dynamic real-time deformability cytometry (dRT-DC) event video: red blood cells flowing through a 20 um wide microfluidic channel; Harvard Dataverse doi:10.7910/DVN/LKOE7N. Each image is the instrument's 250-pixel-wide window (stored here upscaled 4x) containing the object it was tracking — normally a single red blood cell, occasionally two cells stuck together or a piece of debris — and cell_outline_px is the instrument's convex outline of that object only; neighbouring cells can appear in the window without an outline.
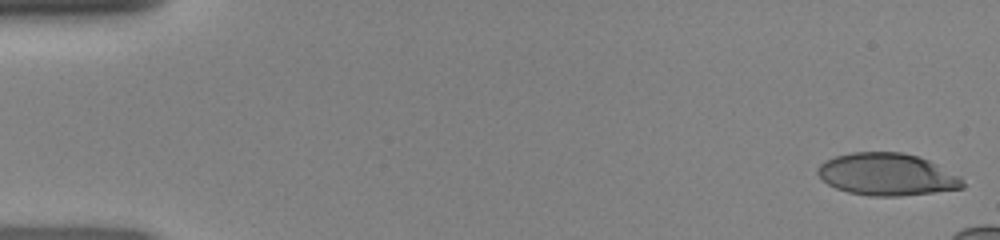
{"species": "human", "species_latin": "Homo sapiens", "temperature_condition": "room temperature", "stored_images_in_passage": 10, "camera_frame_rate_fps": 3000, "um_per_image_px": 0.085, "donor": {"sex": "female"}, "frame": {"image": 1, "passage_image": 1, "time_ms": 0.0, "image_size_px": [1000, 240], "cell_outline_px": [[964, 188], [900, 196], [868, 196], [848, 192], [836, 188], [820, 180], [816, 172], [816, 168], [824, 160], [836, 156], [852, 152], [900, 152], [920, 156], [960, 176], [964, 184]], "centroid_in_image_um": [75.35, 14.82], "position_along_channel_um": 9.7, "area_um2": 35.84}}